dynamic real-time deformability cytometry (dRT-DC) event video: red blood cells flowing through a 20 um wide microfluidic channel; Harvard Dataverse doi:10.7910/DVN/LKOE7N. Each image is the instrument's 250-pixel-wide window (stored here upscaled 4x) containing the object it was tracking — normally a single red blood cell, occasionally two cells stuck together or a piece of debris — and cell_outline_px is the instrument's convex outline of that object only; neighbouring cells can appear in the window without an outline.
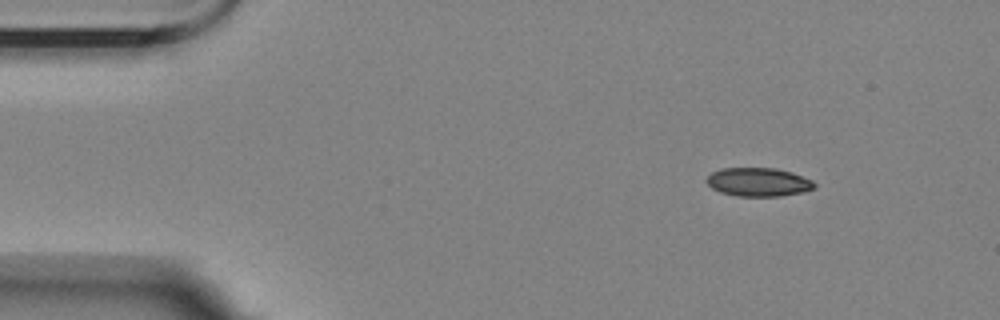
{"species": "Egyptian fruit bat (a non-hibernating species)", "species_latin": "Rousettus aegyptiacus", "temperature_condition": "room temperature", "stored_images_in_passage": 9, "camera_frame_rate_fps": 3000, "um_per_image_px": 0.085, "animal": {"sex": "female"}, "frame": {"image": 1, "passage_image": 1, "time_ms": 0.0, "image_size_px": [1000, 320], "cell_outline_px": [[816, 188], [800, 192], [780, 196], [740, 196], [720, 192], [712, 188], [704, 180], [712, 172], [720, 168], [776, 168], [792, 172], [812, 180], [816, 184]], "centroid_in_image_um": [64.45, 15.46], "position_along_channel_um": 20.5, "area_um2": 17.98}}
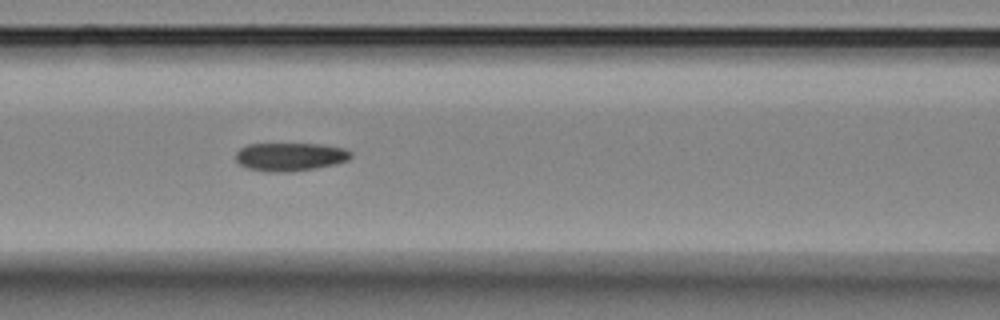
{"frame": {"image": 2, "passage_image": 6, "time_ms": 5.667, "image_size_px": [1000, 320], "cell_outline_px": [[352, 156], [348, 160], [336, 164], [316, 168], [292, 172], [268, 172], [248, 168], [240, 164], [236, 160], [236, 152], [240, 148], [248, 144], [320, 144], [344, 148], [352, 152]], "centroid_in_image_um": [24.67, 13.33], "position_along_channel_um": 141.9, "area_um2": 19.07}}
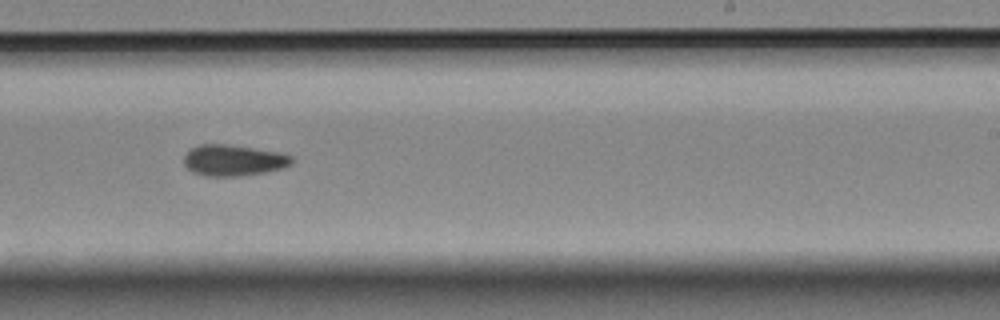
{"frame": {"image": 3, "passage_image": 9, "time_ms": 9.333, "image_size_px": [1000, 320], "cell_outline_px": [[292, 164], [280, 168], [264, 172], [236, 176], [208, 176], [192, 172], [184, 164], [184, 156], [188, 148], [200, 144], [228, 144], [280, 152], [292, 156]], "centroid_in_image_um": [19.8, 13.61], "position_along_channel_um": 269.2, "area_um2": 19.54}}